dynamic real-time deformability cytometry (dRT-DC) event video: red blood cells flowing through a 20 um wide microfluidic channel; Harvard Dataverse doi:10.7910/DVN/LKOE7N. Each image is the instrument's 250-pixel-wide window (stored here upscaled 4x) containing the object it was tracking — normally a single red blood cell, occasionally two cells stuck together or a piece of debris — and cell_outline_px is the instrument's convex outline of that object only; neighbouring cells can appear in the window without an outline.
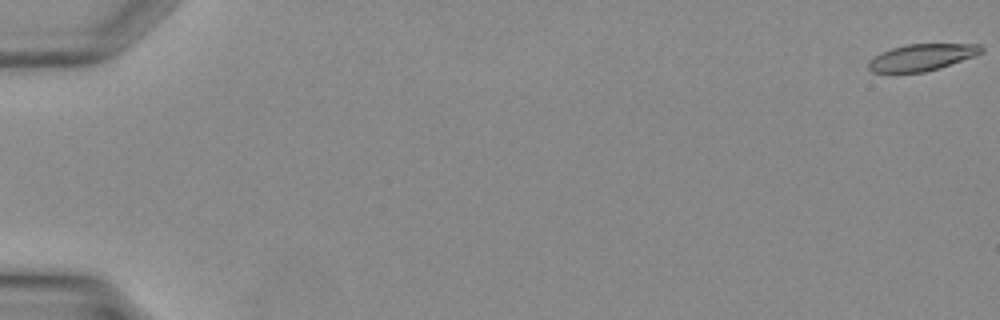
{"species": "Egyptian fruit bat (a non-hibernating species)", "species_latin": "Rousettus aegyptiacus", "temperature_condition": "warm", "stored_images_in_passage": 14, "camera_frame_rate_fps": 3000, "um_per_image_px": 0.085, "animal": {"sex": "female"}, "frame": {"image": 1, "passage_image": 1, "time_ms": 0.0, "image_size_px": [1000, 320], "cell_outline_px": [[984, 52], [940, 68], [924, 72], [872, 72], [868, 68], [868, 60], [880, 52], [892, 48], [908, 44], [980, 44], [984, 48]], "centroid_in_image_um": [78.34, 4.87], "position_along_channel_um": 6.7, "area_um2": 17.51}}
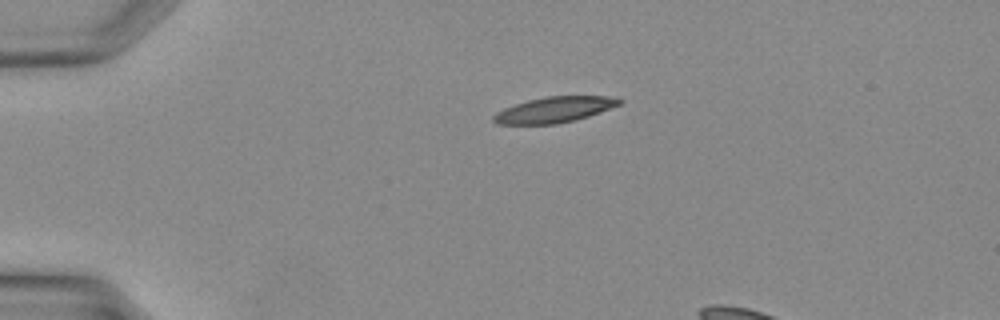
{"frame": {"image": 2, "passage_image": 10, "time_ms": 3.0, "image_size_px": [1000, 320], "cell_outline_px": [[624, 100], [620, 104], [588, 116], [556, 124], [496, 124], [492, 120], [492, 116], [496, 112], [504, 108], [528, 100], [544, 96], [608, 96]], "centroid_in_image_um": [47.07, 9.32], "position_along_channel_um": 37.9, "area_um2": 18.67}}